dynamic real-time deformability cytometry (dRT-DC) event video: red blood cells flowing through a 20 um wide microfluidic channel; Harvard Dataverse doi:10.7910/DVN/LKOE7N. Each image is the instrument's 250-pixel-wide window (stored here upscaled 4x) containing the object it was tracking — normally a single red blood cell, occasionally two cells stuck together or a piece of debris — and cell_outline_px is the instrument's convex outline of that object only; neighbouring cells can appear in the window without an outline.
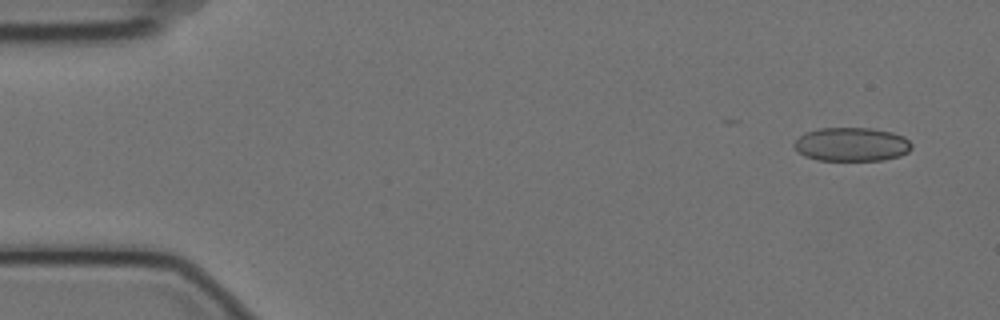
{"species": "Egyptian fruit bat (a non-hibernating species)", "species_latin": "Rousettus aegyptiacus", "temperature_condition": "cold", "stored_images_in_passage": 6, "camera_frame_rate_fps": 3000, "um_per_image_px": 0.085, "animal": {"sex": "female"}, "frame": {"image": 1, "passage_image": 1, "time_ms": 0.0, "image_size_px": [1000, 320], "cell_outline_px": [[912, 148], [908, 152], [900, 156], [884, 160], [816, 160], [804, 156], [792, 144], [800, 136], [808, 132], [820, 128], [872, 128], [892, 132], [904, 136], [912, 144]], "centroid_in_image_um": [72.42, 12.27], "position_along_channel_um": 12.6, "area_um2": 23.12}}
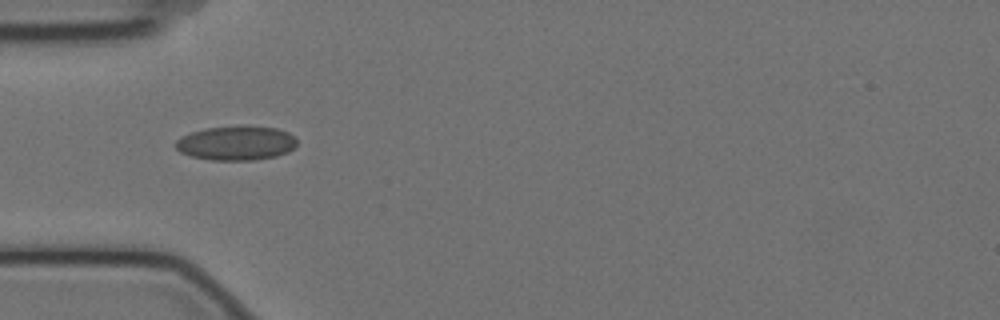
{"frame": {"image": 2, "passage_image": 5, "time_ms": 1.333, "image_size_px": [1000, 320], "cell_outline_px": [[296, 144], [288, 152], [276, 156], [256, 160], [212, 160], [192, 156], [180, 152], [176, 148], [176, 140], [192, 132], [204, 128], [276, 128], [288, 132], [296, 136]], "centroid_in_image_um": [20.09, 12.2], "position_along_channel_um": 64.9, "area_um2": 23.52}}
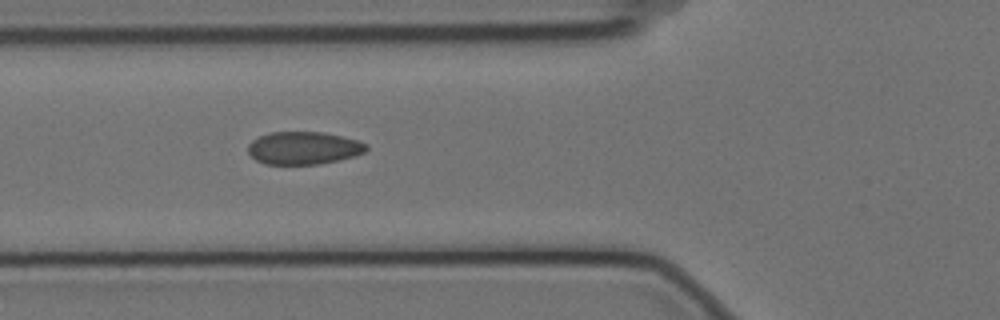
{"frame": {"image": 3, "passage_image": 6, "time_ms": 1.667, "image_size_px": [1000, 320], "cell_outline_px": [[368, 148], [364, 152], [352, 156], [320, 164], [264, 164], [256, 160], [248, 152], [248, 144], [252, 140], [260, 136], [272, 132], [324, 132], [356, 140], [368, 144]], "centroid_in_image_um": [25.78, 12.58], "position_along_channel_um": 100.0, "area_um2": 22.37}}